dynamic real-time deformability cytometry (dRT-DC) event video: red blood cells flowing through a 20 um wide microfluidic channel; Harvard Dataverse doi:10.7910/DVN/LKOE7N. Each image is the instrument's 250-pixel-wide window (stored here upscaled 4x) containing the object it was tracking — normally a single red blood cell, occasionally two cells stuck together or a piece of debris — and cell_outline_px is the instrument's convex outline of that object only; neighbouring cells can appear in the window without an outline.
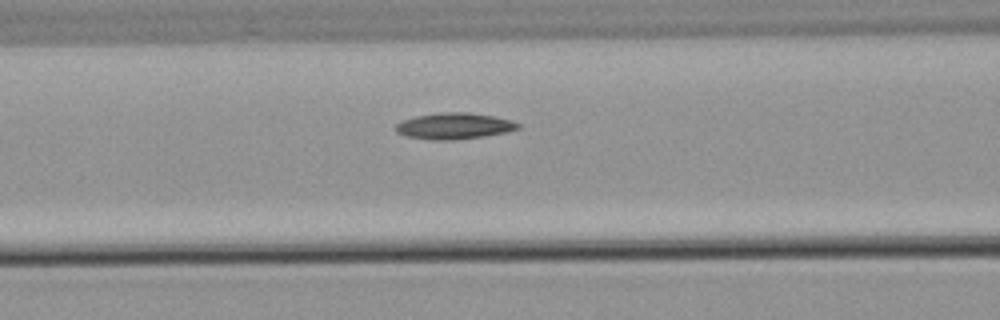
{"species": "common noctule bat (a hibernating species)", "species_latin": "Nyctalus noctula", "temperature_condition": "warm", "stored_images_in_passage": 6, "camera_frame_rate_fps": 3000, "um_per_image_px": 0.085, "animal": {"sex": "male", "body_mass_g": 21.5, "forearm_length_mm": 52.0}, "frame": {"image": 1, "passage_image": 6, "time_ms": 6.0, "image_size_px": [1000, 320], "cell_outline_px": [[520, 128], [508, 132], [484, 136], [452, 140], [432, 140], [404, 136], [396, 132], [396, 124], [404, 120], [416, 116], [440, 112], [468, 112], [492, 116], [512, 120], [520, 124]], "centroid_in_image_um": [38.61, 10.71], "position_along_channel_um": 128.0, "area_um2": 18.73}}